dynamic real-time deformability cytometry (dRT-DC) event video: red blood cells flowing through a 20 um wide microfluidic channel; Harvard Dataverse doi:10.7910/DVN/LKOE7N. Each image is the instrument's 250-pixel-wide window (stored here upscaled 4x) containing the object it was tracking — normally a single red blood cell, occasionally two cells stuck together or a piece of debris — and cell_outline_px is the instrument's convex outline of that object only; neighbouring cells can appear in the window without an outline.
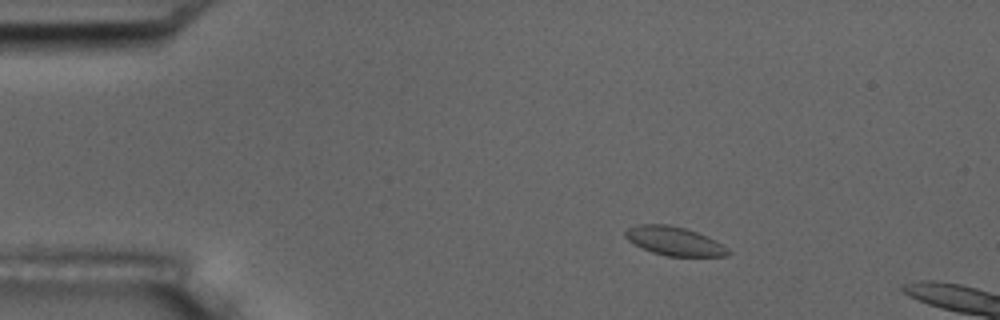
{"species": "common noctule bat (a hibernating species)", "species_latin": "Nyctalus noctula", "temperature_condition": "room temperature", "stored_images_in_passage": 3, "camera_frame_rate_fps": 3000, "um_per_image_px": 0.085, "animal": {"sex": "male", "body_mass_g": 17.5, "forearm_length_mm": 52.3}, "frame": {"image": 1, "passage_image": 1, "time_ms": 0.0, "image_size_px": [1000, 320], "cell_outline_px": [[732, 252], [728, 256], [668, 256], [652, 252], [628, 240], [624, 236], [624, 232], [628, 228], [636, 224], [668, 224], [684, 228], [708, 236], [716, 240], [728, 248]], "centroid_in_image_um": [57.34, 20.49], "position_along_channel_um": 27.7, "area_um2": 17.22}}